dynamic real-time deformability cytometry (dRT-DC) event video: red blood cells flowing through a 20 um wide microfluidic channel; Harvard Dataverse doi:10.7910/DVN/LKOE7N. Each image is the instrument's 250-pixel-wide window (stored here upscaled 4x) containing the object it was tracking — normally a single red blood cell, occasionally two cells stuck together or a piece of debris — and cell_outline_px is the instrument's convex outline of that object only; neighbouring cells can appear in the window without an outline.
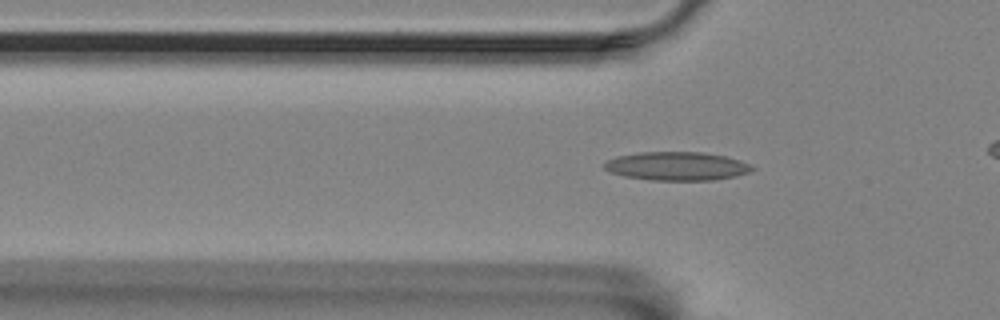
{"species": "Egyptian fruit bat (a non-hibernating species)", "species_latin": "Rousettus aegyptiacus", "temperature_condition": "room temperature", "stored_images_in_passage": 36, "camera_frame_rate_fps": 3000, "um_per_image_px": 0.085, "animal": {"sex": "female"}, "frame": {"image": 1, "passage_image": 12, "time_ms": 3.667, "image_size_px": [1000, 320], "cell_outline_px": [[756, 168], [748, 172], [736, 176], [712, 180], [652, 180], [624, 176], [612, 172], [604, 168], [604, 164], [608, 160], [616, 156], [640, 152], [704, 152], [724, 156], [740, 160]], "centroid_in_image_um": [57.54, 14.12], "position_along_channel_um": 68.3, "area_um2": 24.45}}
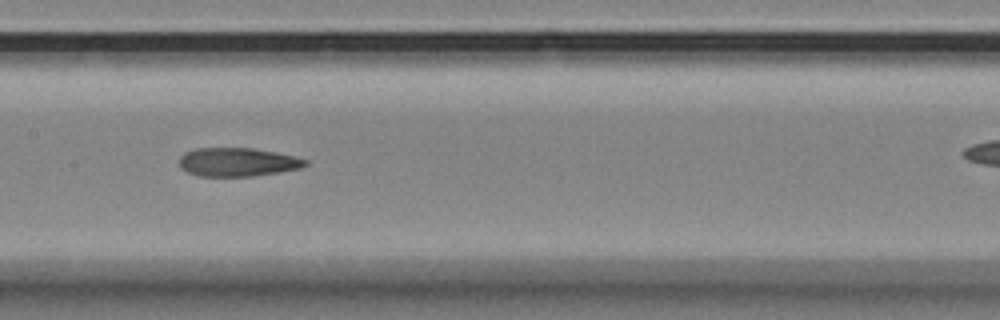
{"frame": {"image": 2, "passage_image": 22, "time_ms": 7.0, "image_size_px": [1000, 320], "cell_outline_px": [[308, 164], [300, 168], [252, 176], [200, 176], [188, 172], [180, 168], [180, 156], [184, 152], [196, 148], [252, 148], [276, 152], [308, 160]], "centroid_in_image_um": [20.16, 13.77], "position_along_channel_um": 187.2, "area_um2": 20.87}}
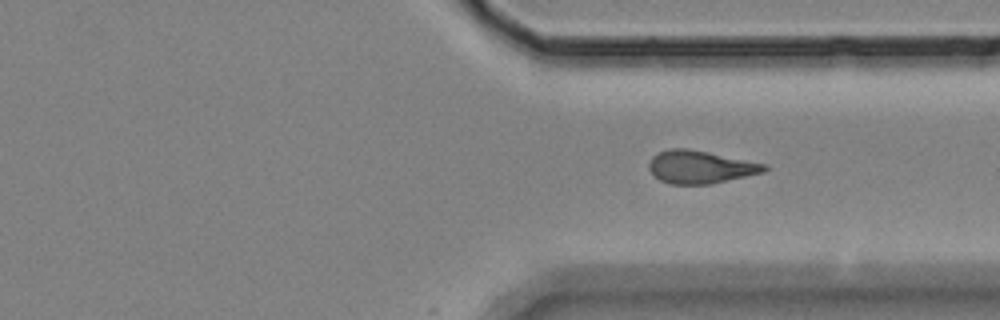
{"frame": {"image": 3, "passage_image": 36, "time_ms": 11.667, "image_size_px": [1000, 320], "cell_outline_px": [[768, 168], [764, 172], [712, 184], [672, 184], [660, 180], [648, 168], [648, 164], [652, 156], [668, 148], [688, 148], [768, 164]], "centroid_in_image_um": [59.54, 14.19], "position_along_channel_um": 351.9, "area_um2": 22.08}}